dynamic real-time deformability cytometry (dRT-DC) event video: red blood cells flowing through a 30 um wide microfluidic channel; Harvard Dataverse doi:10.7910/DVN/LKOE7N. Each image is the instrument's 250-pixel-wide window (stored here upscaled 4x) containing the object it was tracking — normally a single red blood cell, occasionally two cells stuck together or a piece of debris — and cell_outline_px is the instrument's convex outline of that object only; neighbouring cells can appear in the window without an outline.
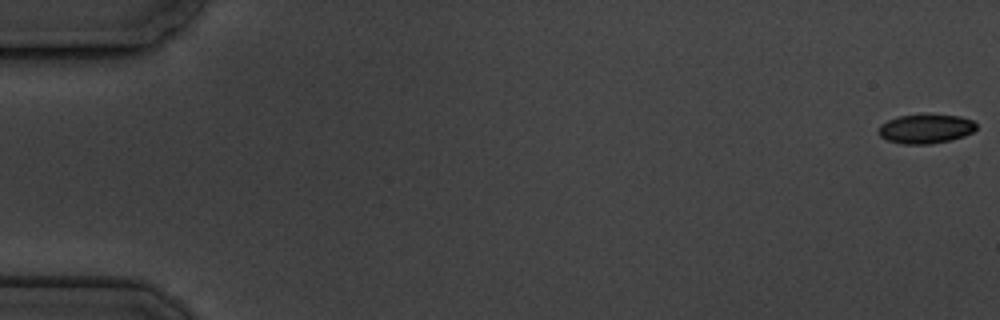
{"species": "common noctule bat (a hibernating species)", "species_latin": "Nyctalus noctula", "temperature_condition": "cold", "stored_images_in_passage": 4, "camera_frame_rate_fps": 3000, "um_per_image_px": 0.085, "animal": {"sex": "male", "body_mass_g": 19.5, "forearm_length_mm": 54.6}, "frame": {"image": 1, "passage_image": 1, "time_ms": 0.0, "image_size_px": [1000, 320], "cell_outline_px": [[976, 128], [972, 132], [964, 136], [948, 140], [928, 144], [904, 144], [888, 140], [880, 136], [876, 132], [880, 124], [888, 120], [900, 116], [960, 116], [972, 120], [976, 124]], "centroid_in_image_um": [78.65, 10.97], "position_along_channel_um": 6.4, "area_um2": 16.18}}